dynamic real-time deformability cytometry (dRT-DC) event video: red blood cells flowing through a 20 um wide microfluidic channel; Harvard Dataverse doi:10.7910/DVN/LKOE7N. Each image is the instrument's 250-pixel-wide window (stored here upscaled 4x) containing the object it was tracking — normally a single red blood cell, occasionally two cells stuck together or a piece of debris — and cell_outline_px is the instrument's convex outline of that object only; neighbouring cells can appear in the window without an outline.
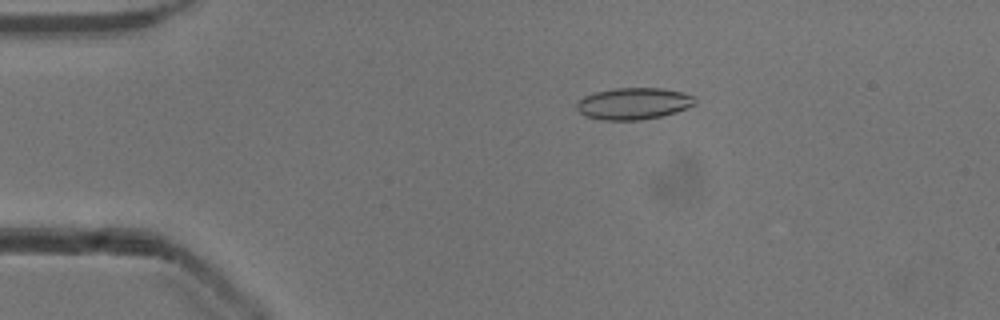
{"species": "common noctule bat (a hibernating species)", "species_latin": "Nyctalus noctula", "temperature_condition": "cold", "stored_images_in_passage": 52, "camera_frame_rate_fps": 3000, "um_per_image_px": 0.085, "animal": {"sex": "male", "body_mass_g": 13.3}, "frame": {"image": 1, "passage_image": 10, "time_ms": 3.0, "image_size_px": [1000, 320], "cell_outline_px": [[696, 104], [688, 108], [676, 112], [660, 116], [640, 120], [604, 120], [588, 116], [580, 112], [576, 108], [576, 104], [584, 96], [596, 92], [612, 88], [660, 88], [680, 92], [696, 96]], "centroid_in_image_um": [53.89, 8.8], "position_along_channel_um": 31.1, "area_um2": 21.79}}
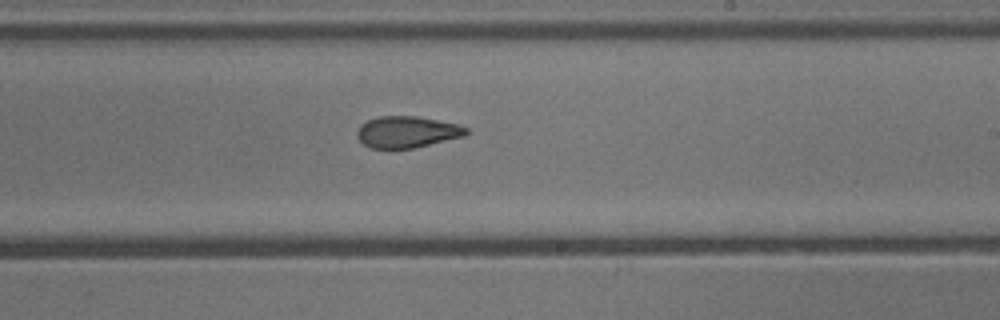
{"frame": {"image": 2, "passage_image": 31, "time_ms": 10.0, "image_size_px": [1000, 320], "cell_outline_px": [[468, 132], [464, 136], [412, 148], [372, 148], [364, 144], [356, 136], [356, 132], [360, 124], [368, 120], [380, 116], [416, 116], [456, 124], [468, 128]], "centroid_in_image_um": [34.56, 11.21], "position_along_channel_um": 254.4, "area_um2": 19.77}}
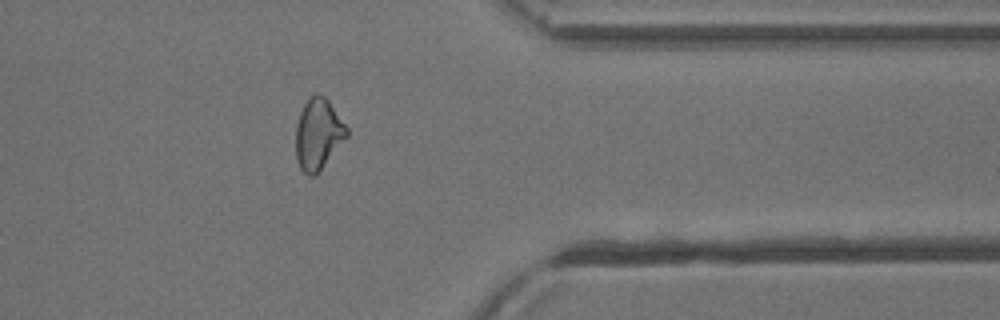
{"frame": {"image": 3, "passage_image": 42, "time_ms": 13.667, "image_size_px": [1000, 320], "cell_outline_px": [[348, 136], [320, 168], [312, 176], [308, 176], [300, 168], [296, 156], [296, 124], [300, 112], [304, 104], [316, 92], [324, 96], [328, 100], [348, 128]], "centroid_in_image_um": [27.03, 11.36], "position_along_channel_um": 384.4, "area_um2": 20.63}, "authors_computed_cell_mechanics": {"area_um2": 21.097, "velocity_mm_per_s": 3.9032, "shape_relaxation_time_tau1_ms": 6.6022, "shape_relaxation_time_tau2_ms": 2.6248, "deformation_change_tau1": 0.1479, "deformation_change_tau2": 0.0917}}